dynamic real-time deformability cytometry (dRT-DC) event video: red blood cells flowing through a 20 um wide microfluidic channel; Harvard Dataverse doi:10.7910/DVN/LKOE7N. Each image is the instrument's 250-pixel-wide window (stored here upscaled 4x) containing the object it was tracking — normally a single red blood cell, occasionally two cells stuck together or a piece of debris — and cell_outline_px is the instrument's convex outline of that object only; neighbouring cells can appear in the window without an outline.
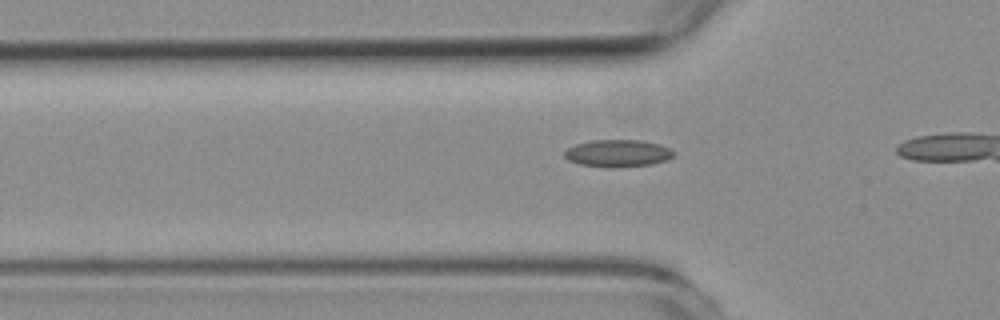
{"species": "common noctule bat (a hibernating species)", "species_latin": "Nyctalus noctula", "temperature_condition": "room temperature", "stored_images_in_passage": 13, "camera_frame_rate_fps": 3000, "um_per_image_px": 0.085, "animal": {"sex": "female", "body_mass_g": 19.3, "forearm_length_mm": 54.1}, "frame": {"image": 1, "passage_image": 10, "time_ms": 3.0, "image_size_px": [1000, 320], "cell_outline_px": [[676, 152], [668, 160], [652, 164], [620, 168], [608, 168], [580, 164], [568, 160], [564, 156], [564, 152], [568, 148], [576, 144], [592, 140], [640, 140], [660, 144]], "centroid_in_image_um": [52.52, 13.04], "position_along_channel_um": 73.3, "area_um2": 17.51}}